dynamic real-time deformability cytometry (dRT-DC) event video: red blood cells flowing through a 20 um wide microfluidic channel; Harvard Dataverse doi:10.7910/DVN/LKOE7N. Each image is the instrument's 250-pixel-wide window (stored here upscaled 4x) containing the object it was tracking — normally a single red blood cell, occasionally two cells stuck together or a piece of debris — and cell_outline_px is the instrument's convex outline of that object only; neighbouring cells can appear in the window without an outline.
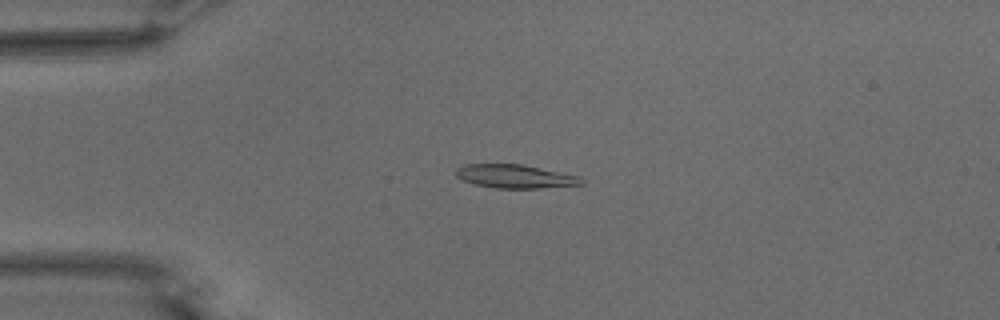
{"species": "common noctule bat (a hibernating species)", "species_latin": "Nyctalus noctula", "temperature_condition": "warm", "stored_images_in_passage": 54, "camera_frame_rate_fps": 3000, "um_per_image_px": 0.085, "animal": {"sex": "male", "body_mass_g": 15.6}, "frame": {"image": 1, "passage_image": 13, "time_ms": 4.0, "image_size_px": [1000, 320], "cell_outline_px": [[584, 184], [540, 188], [496, 188], [476, 184], [464, 180], [456, 176], [456, 168], [464, 164], [520, 164], [580, 176], [584, 180]], "centroid_in_image_um": [43.79, 14.99], "position_along_channel_um": 41.2, "area_um2": 17.05}}
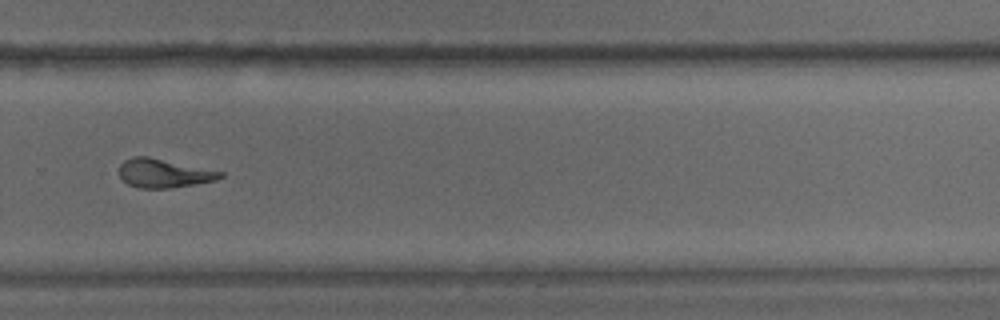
{"frame": {"image": 2, "passage_image": 37, "time_ms": 12.0, "image_size_px": [1000, 320], "cell_outline_px": [[224, 176], [216, 180], [196, 184], [168, 188], [136, 188], [128, 184], [120, 176], [120, 164], [124, 160], [132, 156], [148, 156], [224, 172]], "centroid_in_image_um": [13.92, 14.72], "position_along_channel_um": 315.9, "area_um2": 16.94}}
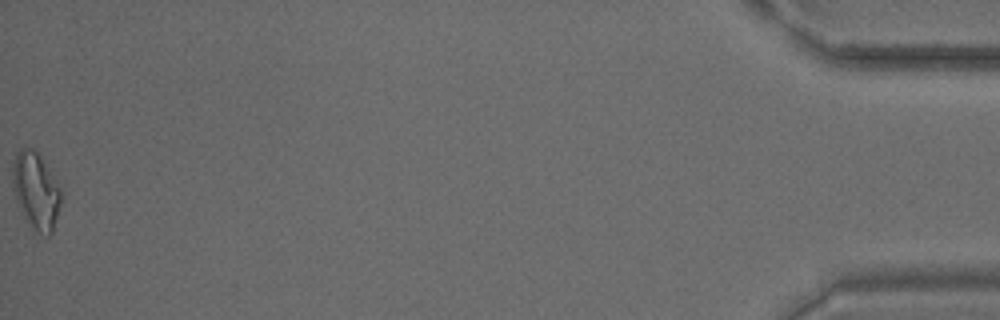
{"frame": {"image": 3, "passage_image": 54, "time_ms": 17.667, "image_size_px": [1000, 320], "cell_outline_px": [[60, 204], [52, 232], [48, 236], [44, 236], [32, 228], [24, 216], [16, 200], [12, 188], [12, 164], [16, 152], [20, 148], [32, 148], [40, 156], [60, 188]], "centroid_in_image_um": [3.01, 16.21], "position_along_channel_um": 432.2, "area_um2": 21.39}, "authors_computed_cell_mechanics": {"area_um2": 17.2533, "velocity_mm_per_s": 3.7596, "shape_relaxation_time_tau1_ms": 6.0113, "shape_relaxation_time_tau2_ms": 2.7786, "deformation_change_tau1": 0.2331, "deformation_change_tau2": 0.133}}